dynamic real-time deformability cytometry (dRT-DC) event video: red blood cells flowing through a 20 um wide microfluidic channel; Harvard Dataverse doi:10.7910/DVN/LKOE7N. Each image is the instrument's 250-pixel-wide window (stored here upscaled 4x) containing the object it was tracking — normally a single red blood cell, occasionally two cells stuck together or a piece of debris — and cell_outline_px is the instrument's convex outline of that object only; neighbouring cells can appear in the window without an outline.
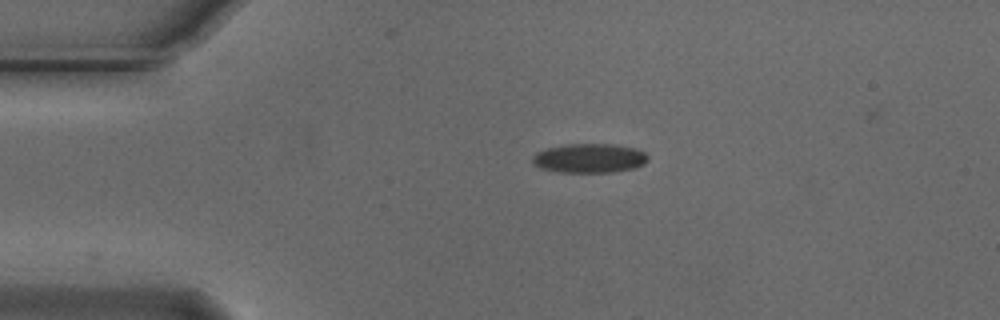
{"species": "Egyptian fruit bat (a non-hibernating species)", "species_latin": "Rousettus aegyptiacus", "temperature_condition": "cold", "stored_images_in_passage": 28, "camera_frame_rate_fps": 3000, "um_per_image_px": 0.085, "animal": {"sex": "male"}, "frame": {"image": 1, "passage_image": 1, "time_ms": 0.0, "image_size_px": [1000, 320], "cell_outline_px": [[648, 160], [644, 164], [636, 168], [612, 172], [556, 172], [540, 168], [532, 164], [532, 156], [536, 152], [548, 148], [564, 144], [612, 144], [636, 148], [644, 152], [648, 156]], "centroid_in_image_um": [50.09, 13.45], "position_along_channel_um": 34.9, "area_um2": 19.88}}
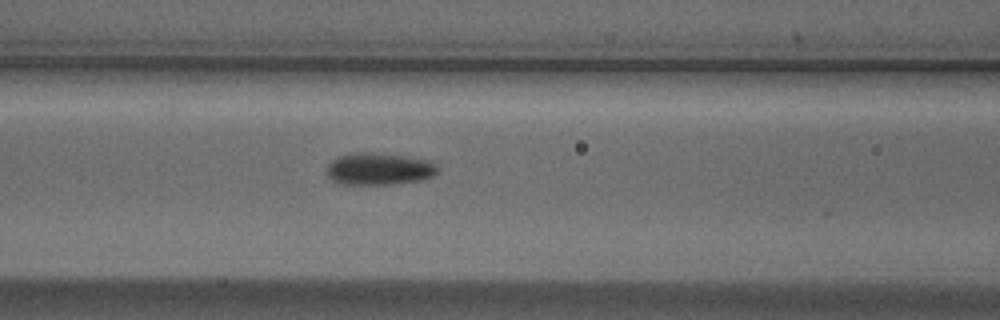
{"frame": {"image": 2, "passage_image": 12, "time_ms": 3.667, "image_size_px": [1000, 320], "cell_outline_px": [[440, 168], [432, 176], [420, 180], [396, 184], [344, 184], [332, 180], [328, 176], [328, 164], [336, 156], [348, 152], [372, 152], [408, 156], [432, 160]], "centroid_in_image_um": [32.24, 14.33], "position_along_channel_um": 134.4, "area_um2": 21.1}}
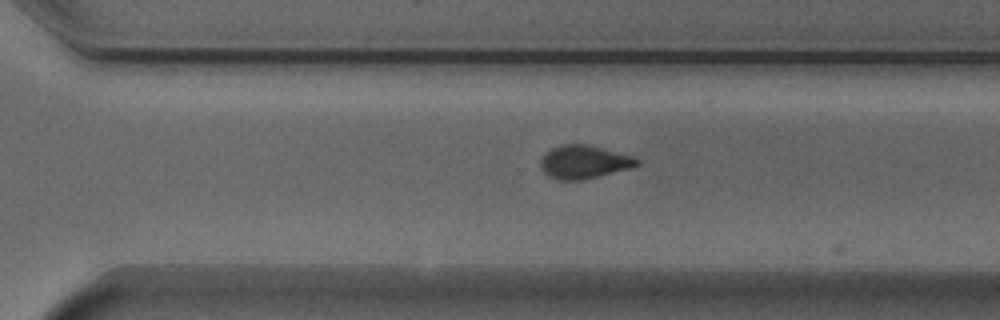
{"frame": {"image": 3, "passage_image": 27, "time_ms": 8.667, "image_size_px": [1000, 320], "cell_outline_px": [[640, 164], [632, 168], [580, 180], [556, 180], [548, 176], [540, 168], [540, 160], [552, 148], [560, 144], [584, 144], [636, 156], [640, 160]], "centroid_in_image_um": [49.66, 13.77], "position_along_channel_um": 320.9, "area_um2": 18.73}}